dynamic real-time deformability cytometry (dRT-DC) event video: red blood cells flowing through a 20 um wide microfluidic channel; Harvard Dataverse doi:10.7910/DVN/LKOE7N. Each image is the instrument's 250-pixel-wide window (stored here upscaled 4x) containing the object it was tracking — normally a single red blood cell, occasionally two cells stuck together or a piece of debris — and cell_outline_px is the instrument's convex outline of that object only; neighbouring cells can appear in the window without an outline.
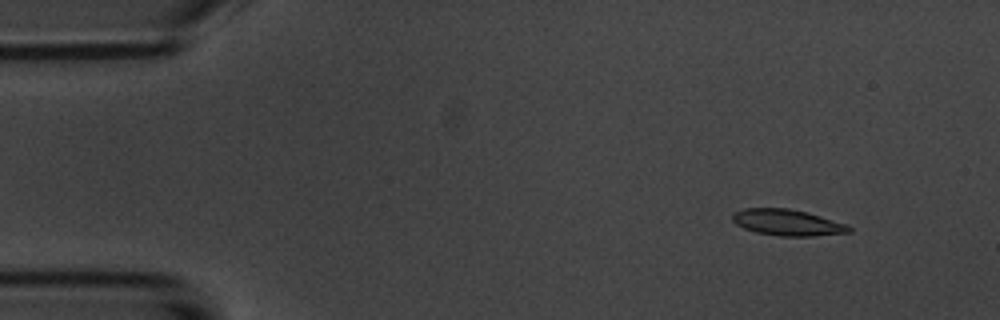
{"species": "common noctule bat (a hibernating species)", "species_latin": "Nyctalus noctula", "temperature_condition": "room temperature", "stored_images_in_passage": 4, "camera_frame_rate_fps": 3000, "um_per_image_px": 0.085, "animal": {"sex": "male", "body_mass_g": 20.1, "forearm_length_mm": 53.5}, "frame": {"image": 1, "passage_image": 2, "time_ms": 1.333, "image_size_px": [1000, 320], "cell_outline_px": [[852, 232], [812, 236], [780, 236], [756, 232], [744, 228], [736, 224], [732, 220], [732, 212], [744, 208], [788, 208], [808, 212], [848, 224], [852, 228]], "centroid_in_image_um": [66.94, 18.9], "position_along_channel_um": 18.1, "area_um2": 17.98}}
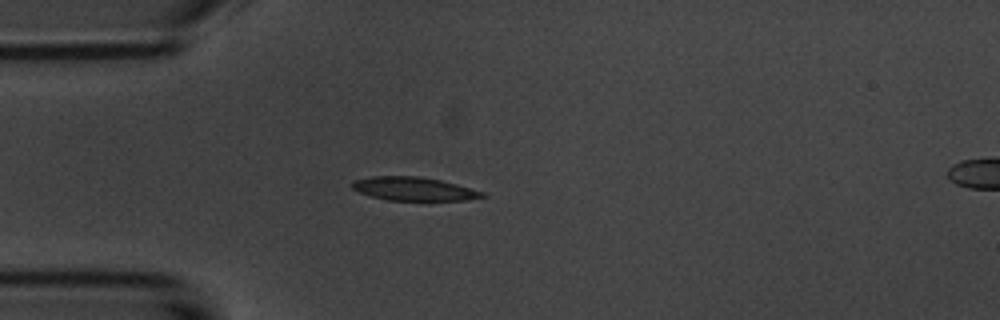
{"frame": {"image": 2, "passage_image": 4, "time_ms": 4.333, "image_size_px": [1000, 320], "cell_outline_px": [[488, 196], [464, 200], [388, 200], [372, 196], [360, 192], [352, 188], [352, 180], [372, 176], [420, 176], [440, 180], [456, 184], [484, 192]], "centroid_in_image_um": [35.17, 16.04], "position_along_channel_um": 49.8, "area_um2": 17.69}}